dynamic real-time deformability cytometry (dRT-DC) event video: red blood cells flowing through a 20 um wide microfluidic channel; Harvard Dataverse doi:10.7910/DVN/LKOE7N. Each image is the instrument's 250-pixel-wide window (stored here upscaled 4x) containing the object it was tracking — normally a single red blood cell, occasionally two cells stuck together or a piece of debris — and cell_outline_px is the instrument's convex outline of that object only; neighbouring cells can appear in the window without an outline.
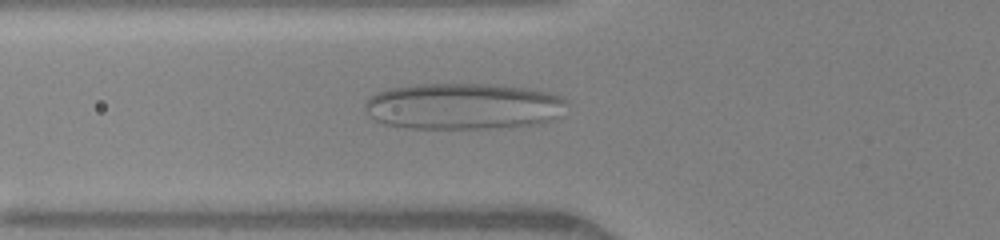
{"species": "human", "species_latin": "Homo sapiens", "temperature_condition": "warm", "stored_images_in_passage": 37, "camera_frame_rate_fps": 3000, "um_per_image_px": 0.085, "donor": {"sex": "female"}, "frame": {"image": 1, "passage_image": 6, "time_ms": 1.667, "image_size_px": [1000, 240], "cell_outline_px": [[568, 104], [552, 120], [540, 124], [488, 128], [412, 128], [384, 124], [368, 116], [364, 108], [364, 104], [376, 92], [388, 88], [416, 84], [492, 84], [528, 88], [548, 92], [560, 96], [568, 100]], "centroid_in_image_um": [39.37, 9.02], "position_along_channel_um": 86.4, "area_um2": 54.74}}
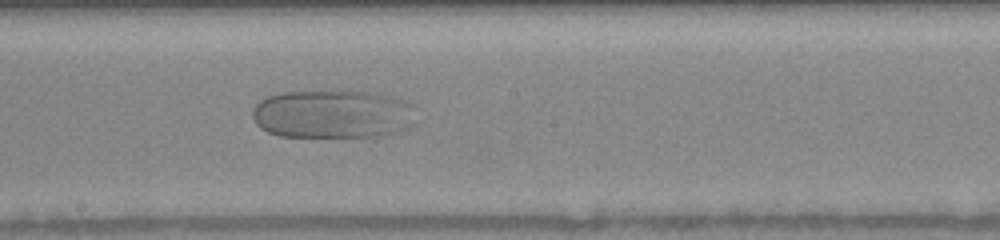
{"frame": {"image": 2, "passage_image": 16, "time_ms": 5.0, "image_size_px": [1000, 240], "cell_outline_px": [[416, 124], [400, 132], [376, 136], [280, 136], [268, 132], [260, 128], [256, 124], [252, 116], [252, 108], [260, 100], [268, 96], [284, 92], [336, 88], [372, 92], [396, 96], [412, 104]], "centroid_in_image_um": [28.31, 9.65], "position_along_channel_um": 219.9, "area_um2": 47.69}}